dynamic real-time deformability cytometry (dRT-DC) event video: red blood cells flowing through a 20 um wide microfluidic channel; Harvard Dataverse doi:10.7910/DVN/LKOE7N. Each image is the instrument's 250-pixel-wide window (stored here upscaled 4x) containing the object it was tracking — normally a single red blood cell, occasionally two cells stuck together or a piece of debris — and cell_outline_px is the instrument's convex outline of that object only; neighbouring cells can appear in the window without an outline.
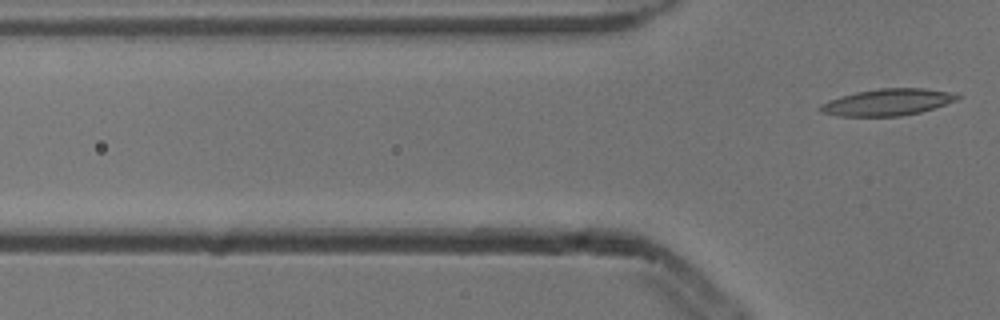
{"species": "common noctule bat (a hibernating species)", "species_latin": "Nyctalus noctula", "temperature_condition": "cold", "stored_images_in_passage": 4, "camera_frame_rate_fps": 3000, "um_per_image_px": 0.085, "animal": {"sex": "male", "body_mass_g": 13.3}, "frame": {"image": 1, "passage_image": 4, "time_ms": 1.0, "image_size_px": [1000, 320], "cell_outline_px": [[960, 96], [956, 100], [920, 112], [900, 116], [836, 116], [820, 112], [816, 108], [820, 104], [828, 100], [840, 96], [856, 92], [880, 88], [924, 88], [948, 92]], "centroid_in_image_um": [75.33, 8.69], "position_along_channel_um": 50.5, "area_um2": 21.21}}